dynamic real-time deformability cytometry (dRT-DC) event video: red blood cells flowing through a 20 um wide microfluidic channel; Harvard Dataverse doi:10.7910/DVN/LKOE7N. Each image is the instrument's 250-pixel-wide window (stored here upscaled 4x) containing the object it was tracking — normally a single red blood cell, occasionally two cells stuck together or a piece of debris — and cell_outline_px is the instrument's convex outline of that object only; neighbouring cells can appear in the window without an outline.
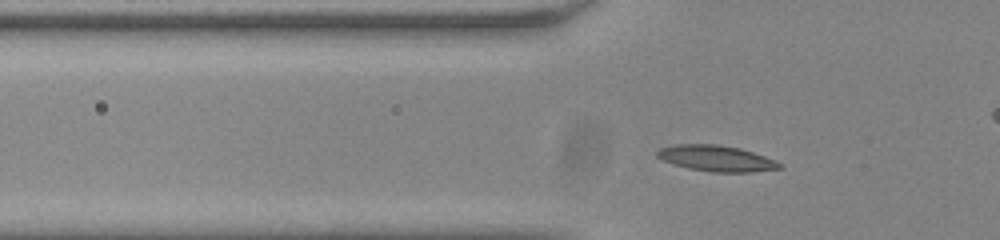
{"species": "common noctule bat (a hibernating species)", "species_latin": "Nyctalus noctula", "temperature_condition": "room temperature", "stored_images_in_passage": 49, "camera_frame_rate_fps": 3000, "um_per_image_px": 0.085, "animal": {"sex": "male", "body_mass_g": 20.0, "forearm_length_mm": 53.3}, "frame": {"image": 1, "passage_image": 12, "time_ms": 3.667, "image_size_px": [1000, 240], "cell_outline_px": [[784, 168], [752, 172], [712, 172], [688, 168], [664, 160], [656, 156], [656, 152], [660, 148], [672, 144], [716, 144], [740, 148], [776, 160], [784, 164]], "centroid_in_image_um": [60.93, 13.46], "position_along_channel_um": 64.9, "area_um2": 18.55}}
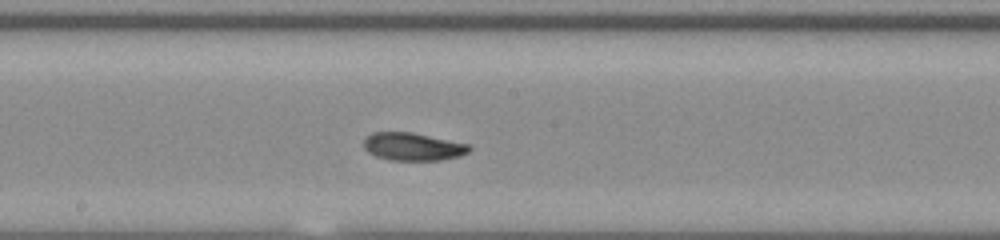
{"frame": {"image": 2, "passage_image": 24, "time_ms": 7.667, "image_size_px": [1000, 240], "cell_outline_px": [[472, 148], [468, 152], [460, 156], [440, 160], [392, 160], [376, 156], [368, 152], [364, 148], [364, 140], [372, 132], [412, 132], [468, 144]], "centroid_in_image_um": [35.09, 12.46], "position_along_channel_um": 213.1, "area_um2": 16.99}}
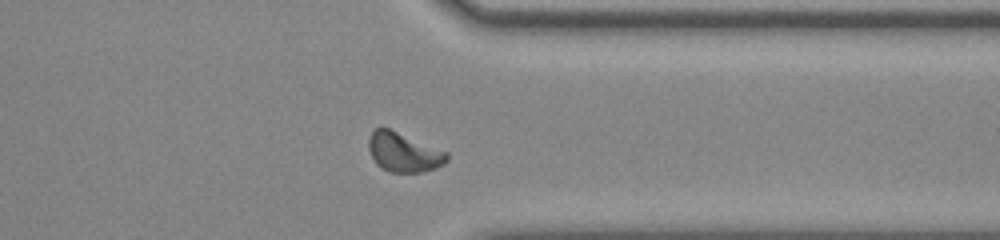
{"frame": {"image": 3, "passage_image": 37, "time_ms": 12.0, "image_size_px": [1000, 240], "cell_outline_px": [[448, 160], [444, 164], [436, 168], [424, 172], [388, 172], [376, 164], [368, 148], [368, 136], [372, 128], [380, 124], [448, 152]], "centroid_in_image_um": [34.27, 12.9], "position_along_channel_um": 377.1, "area_um2": 18.44}, "authors_computed_cell_mechanics": {"area_um2": 17.1088, "velocity_mm_per_s": 3.8165, "shape_relaxation_time_tau1_ms": 4.4353, "shape_relaxation_time_tau2_ms": 3.025, "deformation_change_tau1": 0.1503, "deformation_change_tau2": 0.0799}}